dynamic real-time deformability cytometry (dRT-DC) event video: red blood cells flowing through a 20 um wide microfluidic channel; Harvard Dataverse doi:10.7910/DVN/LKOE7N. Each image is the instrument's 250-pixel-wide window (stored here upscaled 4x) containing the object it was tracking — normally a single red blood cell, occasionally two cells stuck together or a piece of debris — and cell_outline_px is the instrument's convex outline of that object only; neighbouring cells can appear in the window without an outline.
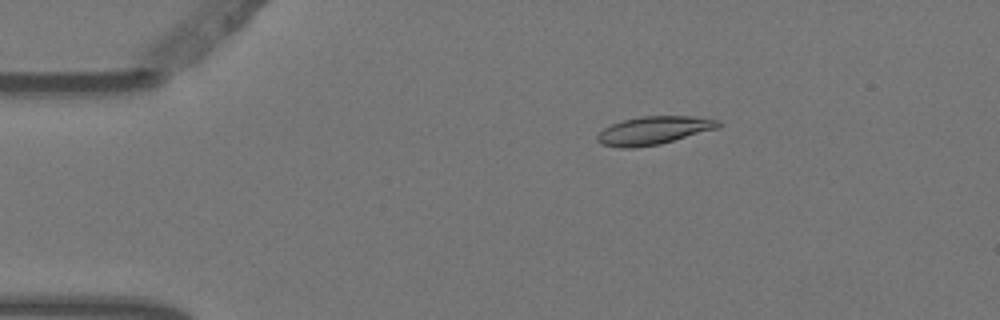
{"species": "Egyptian fruit bat (a non-hibernating species)", "species_latin": "Rousettus aegyptiacus", "temperature_condition": "warm", "stored_images_in_passage": 6, "camera_frame_rate_fps": 3000, "um_per_image_px": 0.085, "animal": {"sex": "female"}, "frame": {"image": 1, "passage_image": 1, "time_ms": 0.0, "image_size_px": [1000, 320], "cell_outline_px": [[724, 124], [720, 128], [660, 144], [636, 148], [620, 148], [600, 144], [596, 140], [596, 136], [604, 128], [612, 124], [624, 120], [644, 116], [696, 116], [720, 120]], "centroid_in_image_um": [55.62, 11.09], "position_along_channel_um": 29.4, "area_um2": 20.11}}
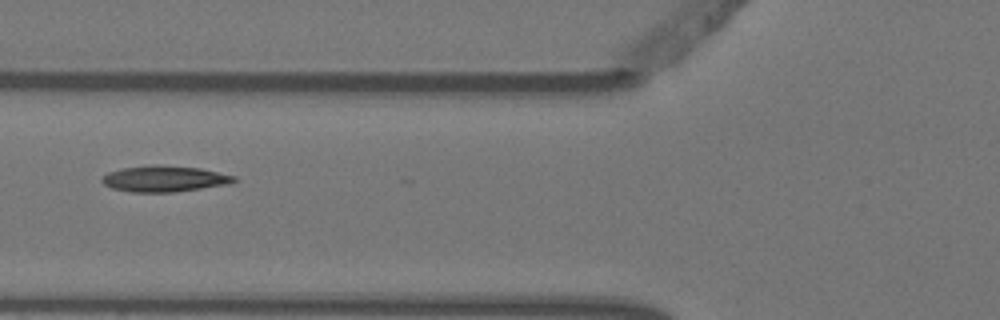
{"frame": {"image": 2, "passage_image": 4, "time_ms": 1.0, "image_size_px": [1000, 320], "cell_outline_px": [[236, 180], [232, 184], [172, 192], [132, 192], [112, 188], [104, 184], [100, 180], [108, 172], [124, 168], [152, 164], [156, 164], [200, 168], [236, 176]], "centroid_in_image_um": [14.0, 15.19], "position_along_channel_um": 111.8, "area_um2": 20.06}}
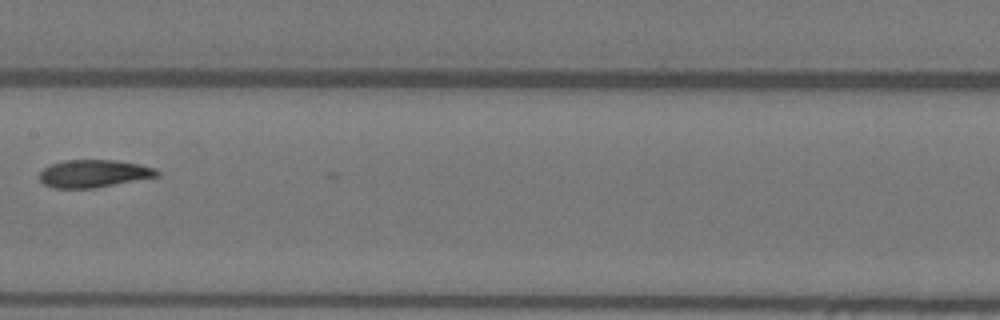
{"frame": {"image": 3, "passage_image": 6, "time_ms": 1.667, "image_size_px": [1000, 320], "cell_outline_px": [[160, 176], [92, 188], [52, 188], [44, 184], [40, 180], [40, 172], [44, 168], [52, 164], [64, 160], [112, 160], [136, 164], [156, 168], [160, 172]], "centroid_in_image_um": [7.96, 14.75], "position_along_channel_um": 199.4, "area_um2": 18.73}}